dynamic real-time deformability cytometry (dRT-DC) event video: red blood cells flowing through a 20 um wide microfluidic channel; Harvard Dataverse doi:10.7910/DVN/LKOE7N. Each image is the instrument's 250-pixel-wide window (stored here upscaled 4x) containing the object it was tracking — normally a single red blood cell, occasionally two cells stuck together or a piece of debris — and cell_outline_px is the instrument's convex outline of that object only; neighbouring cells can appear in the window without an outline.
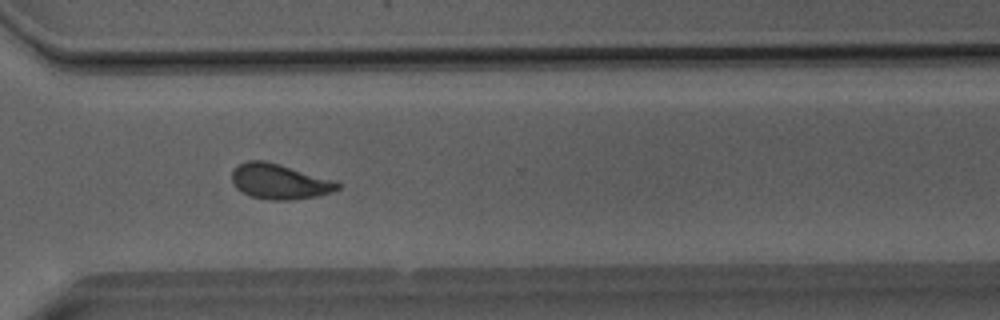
{"species": "Egyptian fruit bat (a non-hibernating species)", "species_latin": "Rousettus aegyptiacus", "temperature_condition": "room temperature", "stored_images_in_passage": 40, "camera_frame_rate_fps": 3000, "um_per_image_px": 0.085, "animal": {"sex": "male"}, "frame": {"image": 1, "passage_image": 29, "time_ms": 9.333, "image_size_px": [1000, 320], "cell_outline_px": [[340, 188], [332, 192], [316, 196], [292, 200], [268, 200], [252, 196], [236, 188], [232, 180], [232, 172], [240, 164], [248, 160], [264, 160], [332, 180], [340, 184]], "centroid_in_image_um": [23.74, 15.44], "position_along_channel_um": 346.9, "area_um2": 21.21}}
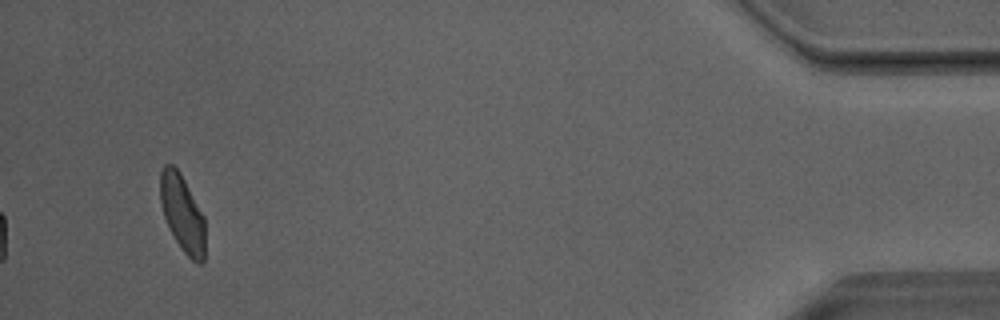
{"frame": {"image": 2, "passage_image": 40, "time_ms": 13.0, "image_size_px": [1000, 320], "cell_outline_px": [[204, 260], [200, 264], [196, 264], [184, 252], [176, 240], [164, 216], [160, 200], [160, 172], [164, 164], [172, 164], [180, 172], [204, 216]], "centroid_in_image_um": [15.5, 18.11], "position_along_channel_um": 419.7, "area_um2": 19.88}, "authors_computed_cell_mechanics": {"area_um2": 20.9814, "velocity_mm_per_s": 4.0336, "shape_relaxation_time_tau1_ms": 4.9101, "shape_relaxation_time_tau2_ms": 1.2677, "deformation_change_tau1": 0.1187, "deformation_change_tau2": 0.0778}}